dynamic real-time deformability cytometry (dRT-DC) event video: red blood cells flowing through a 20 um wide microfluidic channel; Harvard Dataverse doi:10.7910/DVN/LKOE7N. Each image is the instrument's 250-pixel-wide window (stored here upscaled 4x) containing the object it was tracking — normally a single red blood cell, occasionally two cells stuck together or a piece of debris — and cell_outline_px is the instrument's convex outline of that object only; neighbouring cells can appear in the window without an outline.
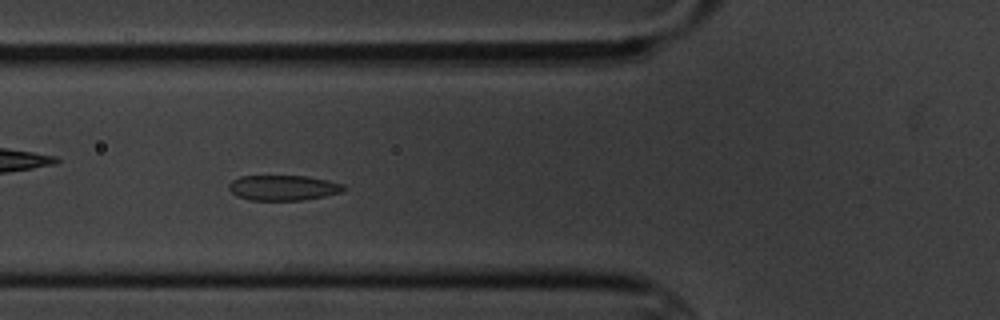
{"species": "common noctule bat (a hibernating species)", "species_latin": "Nyctalus noctula", "temperature_condition": "cold", "stored_images_in_passage": 8, "camera_frame_rate_fps": 3000, "um_per_image_px": 0.085, "animal": {"sex": "male", "body_mass_g": 20.1, "forearm_length_mm": 53.5}, "frame": {"image": 1, "passage_image": 6, "time_ms": 6.667, "image_size_px": [1000, 320], "cell_outline_px": [[348, 188], [340, 192], [324, 196], [304, 200], [248, 200], [236, 196], [228, 188], [228, 184], [232, 180], [240, 176], [308, 176], [328, 180], [344, 184]], "centroid_in_image_um": [24.07, 15.96], "position_along_channel_um": 101.7, "area_um2": 17.05}}
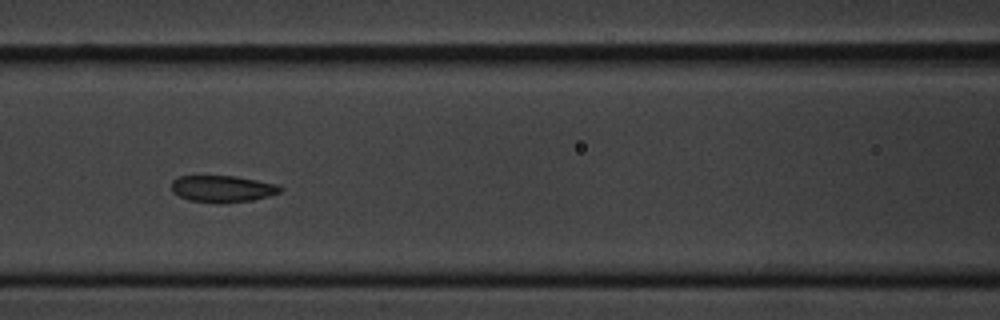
{"frame": {"image": 2, "passage_image": 7, "time_ms": 8.0, "image_size_px": [1000, 320], "cell_outline_px": [[284, 188], [280, 192], [268, 196], [252, 200], [220, 204], [188, 200], [172, 192], [172, 180], [180, 176], [236, 176], [280, 184]], "centroid_in_image_um": [18.94, 16.05], "position_along_channel_um": 147.7, "area_um2": 17.17}}
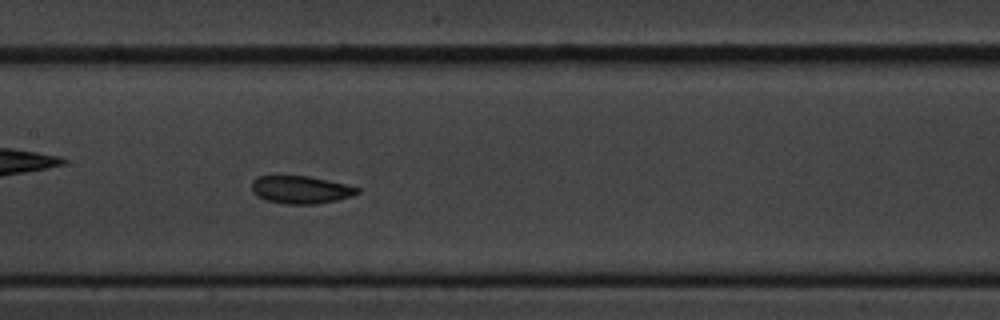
{"frame": {"image": 3, "passage_image": 8, "time_ms": 9.0, "image_size_px": [1000, 320], "cell_outline_px": [[360, 192], [352, 196], [336, 200], [316, 204], [284, 204], [264, 200], [256, 196], [252, 192], [252, 180], [256, 176], [308, 176], [328, 180], [360, 188]], "centroid_in_image_um": [25.52, 16.13], "position_along_channel_um": 181.9, "area_um2": 17.17}}